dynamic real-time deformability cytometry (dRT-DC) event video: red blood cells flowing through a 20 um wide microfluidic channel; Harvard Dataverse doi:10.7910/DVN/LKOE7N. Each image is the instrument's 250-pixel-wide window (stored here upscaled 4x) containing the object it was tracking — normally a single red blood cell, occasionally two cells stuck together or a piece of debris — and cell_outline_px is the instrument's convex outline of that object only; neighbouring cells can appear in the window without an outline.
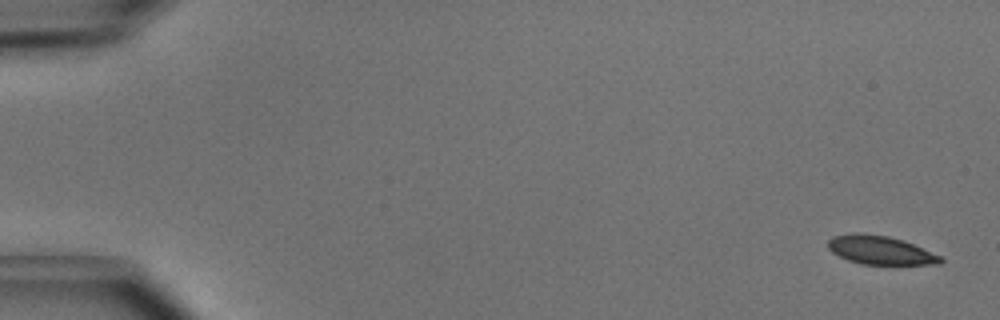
{"species": "common noctule bat (a hibernating species)", "species_latin": "Nyctalus noctula", "temperature_condition": "cold", "stored_images_in_passage": 6, "camera_frame_rate_fps": 3000, "um_per_image_px": 0.085, "animal": {"sex": "male", "body_mass_g": 15.6}, "frame": {"image": 1, "passage_image": 1, "time_ms": 0.0, "image_size_px": [1000, 320], "cell_outline_px": [[944, 260], [940, 264], [860, 264], [848, 260], [832, 252], [828, 248], [828, 240], [832, 236], [852, 232], [860, 232], [888, 236], [912, 244], [940, 256]], "centroid_in_image_um": [74.76, 21.25], "position_along_channel_um": 10.2, "area_um2": 18.61}}
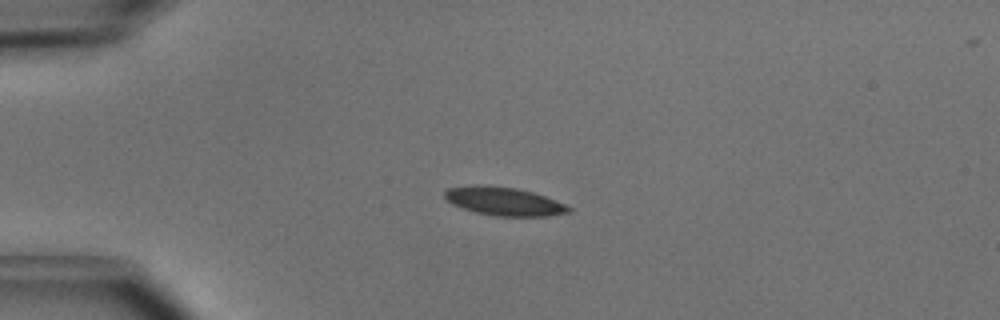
{"frame": {"image": 2, "passage_image": 4, "time_ms": 1.0, "image_size_px": [1000, 320], "cell_outline_px": [[572, 212], [544, 216], [496, 216], [476, 212], [452, 204], [444, 196], [444, 192], [448, 188], [476, 184], [488, 184], [516, 188], [532, 192], [544, 196], [564, 204], [572, 208]], "centroid_in_image_um": [42.82, 17.1], "position_along_channel_um": 42.2, "area_um2": 20.46}}